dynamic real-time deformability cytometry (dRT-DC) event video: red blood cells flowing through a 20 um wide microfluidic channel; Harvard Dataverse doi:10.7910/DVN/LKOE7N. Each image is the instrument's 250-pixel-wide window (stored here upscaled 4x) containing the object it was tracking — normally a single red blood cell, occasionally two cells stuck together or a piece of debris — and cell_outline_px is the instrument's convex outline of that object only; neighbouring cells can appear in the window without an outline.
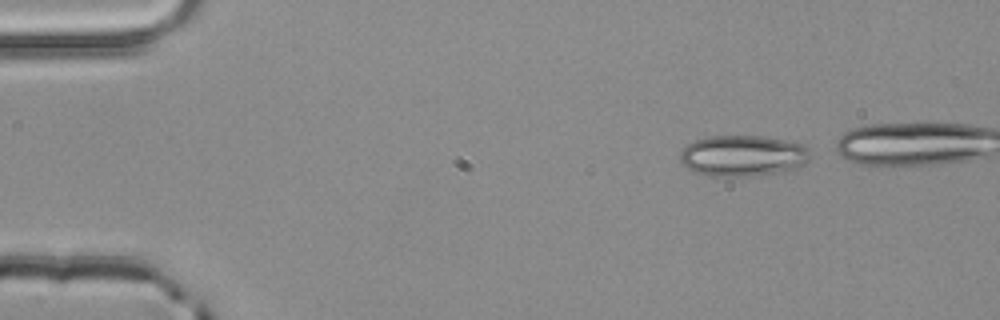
{"species": "common noctule bat (a hibernating species)", "species_latin": "Nyctalus noctula", "temperature_condition": "room temperature", "stored_images_in_passage": 5, "camera_frame_rate_fps": 3000, "um_per_image_px": 0.085, "animal": {"sex": "male", "body_mass_g": 20.4}, "frame": {"image": 1, "passage_image": 1, "time_ms": 0.0, "image_size_px": [1000, 320], "cell_outline_px": [[812, 156], [804, 164], [796, 168], [776, 172], [752, 176], [704, 176], [692, 172], [680, 160], [680, 152], [688, 144], [696, 140], [712, 136], [764, 136], [804, 144], [812, 152]], "centroid_in_image_um": [63.16, 13.24], "position_along_channel_um": 21.8, "area_um2": 31.27}}
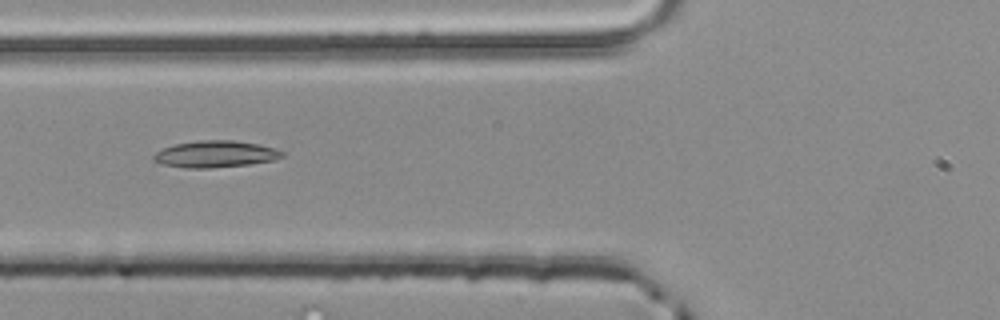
{"frame": {"image": 2, "passage_image": 5, "time_ms": 1.333, "image_size_px": [1000, 320], "cell_outline_px": [[284, 156], [272, 160], [248, 164], [208, 168], [184, 168], [160, 164], [152, 160], [152, 156], [156, 152], [164, 148], [176, 144], [200, 140], [232, 140], [256, 144], [276, 148], [284, 152]], "centroid_in_image_um": [18.27, 13.1], "position_along_channel_um": 107.5, "area_um2": 19.88}}